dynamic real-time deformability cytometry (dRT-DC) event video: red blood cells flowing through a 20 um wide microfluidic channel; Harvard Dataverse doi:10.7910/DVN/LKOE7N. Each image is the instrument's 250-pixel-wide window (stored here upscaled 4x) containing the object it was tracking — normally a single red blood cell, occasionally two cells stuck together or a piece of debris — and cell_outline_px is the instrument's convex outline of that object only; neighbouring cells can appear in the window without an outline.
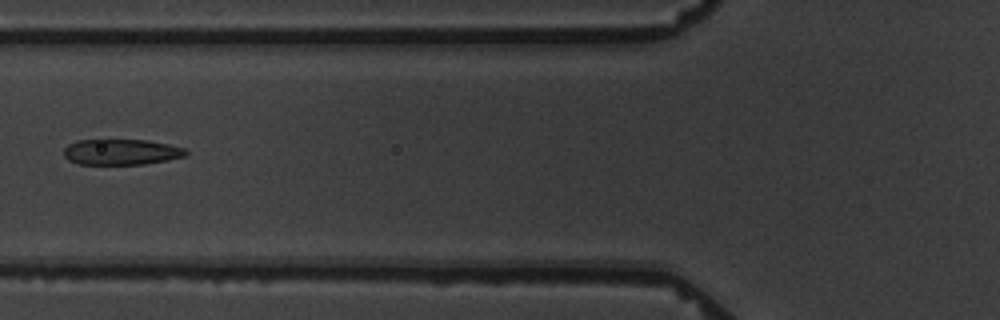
{"species": "common noctule bat (a hibernating species)", "species_latin": "Nyctalus noctula", "temperature_condition": "warm", "stored_images_in_passage": 3, "camera_frame_rate_fps": 3000, "um_per_image_px": 0.085, "animal": {"sex": "male", "body_mass_g": 19.5, "forearm_length_mm": 54.6}, "frame": {"image": 1, "passage_image": 2, "time_ms": 1.333, "image_size_px": [1000, 320], "cell_outline_px": [[188, 152], [184, 156], [168, 160], [144, 164], [80, 164], [68, 160], [64, 156], [64, 148], [68, 144], [76, 140], [148, 140], [168, 144], [184, 148]], "centroid_in_image_um": [10.29, 12.91], "position_along_channel_um": 115.5, "area_um2": 18.26}}
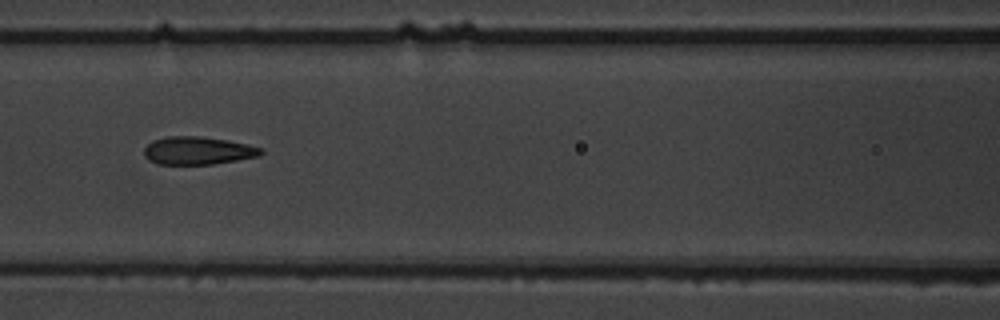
{"frame": {"image": 2, "passage_image": 3, "time_ms": 2.333, "image_size_px": [1000, 320], "cell_outline_px": [[264, 152], [260, 156], [212, 164], [156, 164], [148, 160], [144, 156], [144, 148], [152, 140], [168, 136], [196, 136], [228, 140], [260, 148]], "centroid_in_image_um": [16.77, 12.81], "position_along_channel_um": 149.8, "area_um2": 18.9}}